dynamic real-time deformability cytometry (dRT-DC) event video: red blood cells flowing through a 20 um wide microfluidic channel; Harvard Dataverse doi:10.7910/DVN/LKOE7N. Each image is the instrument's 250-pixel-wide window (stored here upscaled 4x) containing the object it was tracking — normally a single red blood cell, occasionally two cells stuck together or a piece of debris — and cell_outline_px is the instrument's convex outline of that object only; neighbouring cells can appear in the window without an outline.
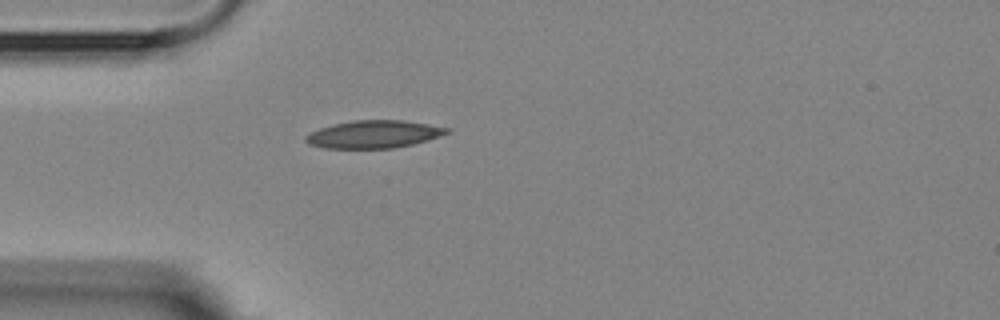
{"species": "Egyptian fruit bat (a non-hibernating species)", "species_latin": "Rousettus aegyptiacus", "temperature_condition": "room temperature", "stored_images_in_passage": 1, "camera_frame_rate_fps": 3000, "um_per_image_px": 0.085, "animal": {"sex": "female"}, "frame": {"image": 1, "passage_image": 1, "time_ms": 0.0, "image_size_px": [1000, 320], "cell_outline_px": [[452, 132], [428, 140], [412, 144], [392, 148], [324, 148], [308, 144], [304, 140], [304, 136], [320, 128], [332, 124], [352, 120], [404, 120], [452, 128]], "centroid_in_image_um": [31.79, 11.4], "position_along_channel_um": 53.2, "area_um2": 22.89}}